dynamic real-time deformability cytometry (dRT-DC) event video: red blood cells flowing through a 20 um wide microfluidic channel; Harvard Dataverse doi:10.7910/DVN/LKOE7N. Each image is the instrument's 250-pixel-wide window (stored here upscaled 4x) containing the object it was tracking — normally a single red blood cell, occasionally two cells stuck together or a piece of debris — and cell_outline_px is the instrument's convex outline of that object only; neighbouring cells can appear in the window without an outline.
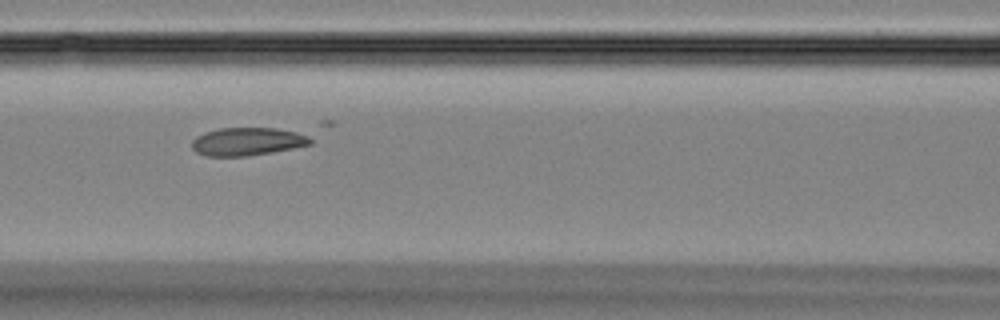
{"species": "Egyptian fruit bat (a non-hibernating species)", "species_latin": "Rousettus aegyptiacus", "temperature_condition": "room temperature", "stored_images_in_passage": 38, "camera_frame_rate_fps": 3000, "um_per_image_px": 0.085, "animal": {"sex": "female"}, "frame": {"image": 1, "passage_image": 19, "time_ms": 6.0, "image_size_px": [1000, 320], "cell_outline_px": [[312, 144], [272, 152], [248, 156], [204, 156], [196, 152], [192, 148], [192, 140], [196, 136], [204, 132], [220, 128], [276, 128], [312, 132]], "centroid_in_image_um": [21.13, 12.01], "position_along_channel_um": 145.5, "area_um2": 19.94}}
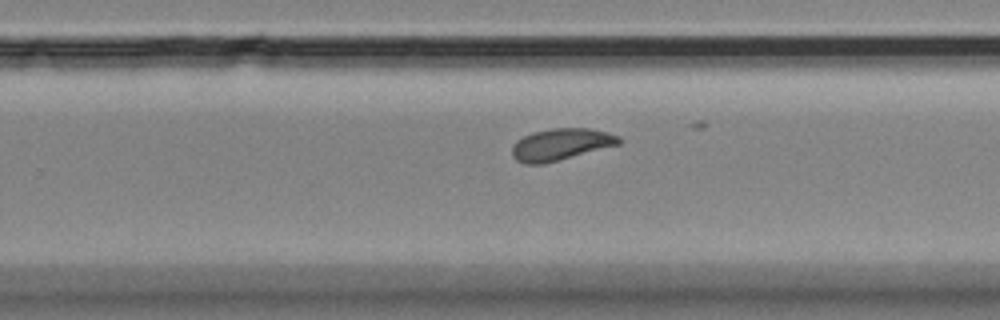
{"frame": {"image": 2, "passage_image": 29, "time_ms": 9.333, "image_size_px": [1000, 320], "cell_outline_px": [[624, 140], [620, 144], [544, 164], [524, 164], [516, 160], [512, 156], [512, 144], [516, 140], [532, 132], [552, 128], [588, 128], [608, 132], [620, 136]], "centroid_in_image_um": [47.67, 12.27], "position_along_channel_um": 282.1, "area_um2": 20.0}}
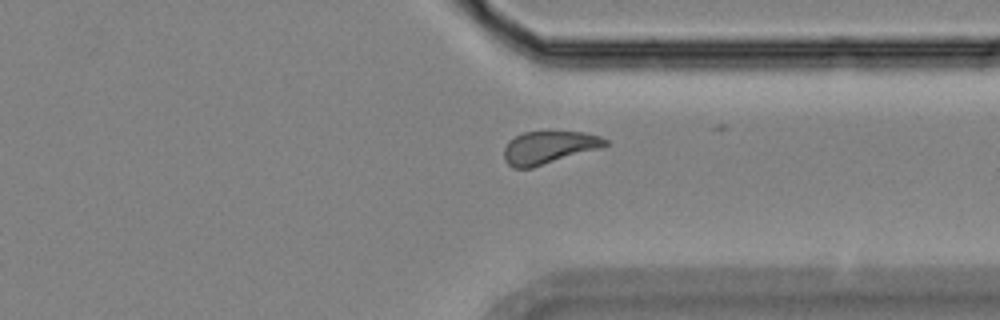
{"frame": {"image": 3, "passage_image": 35, "time_ms": 11.333, "image_size_px": [1000, 320], "cell_outline_px": [[608, 144], [604, 148], [532, 168], [512, 168], [504, 160], [504, 148], [508, 140], [524, 132], [584, 132], [600, 136], [608, 140]], "centroid_in_image_um": [46.68, 12.55], "position_along_channel_um": 364.7, "area_um2": 19.59}}